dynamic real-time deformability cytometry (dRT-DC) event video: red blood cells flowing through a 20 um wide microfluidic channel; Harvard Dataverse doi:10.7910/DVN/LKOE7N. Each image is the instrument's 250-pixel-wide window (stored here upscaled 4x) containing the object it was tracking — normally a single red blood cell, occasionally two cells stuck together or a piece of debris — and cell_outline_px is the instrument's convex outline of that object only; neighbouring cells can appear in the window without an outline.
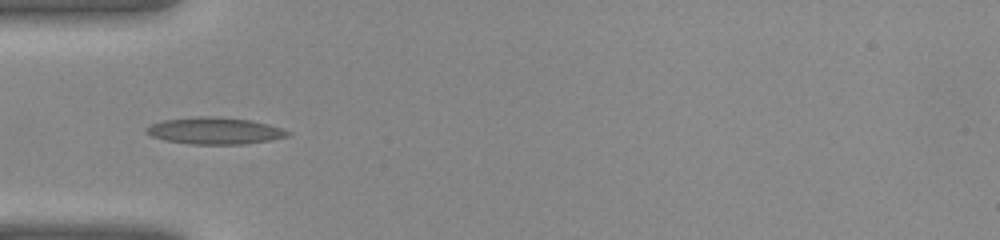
{"species": "common noctule bat (a hibernating species)", "species_latin": "Nyctalus noctula", "temperature_condition": "warm", "stored_images_in_passage": 28, "camera_frame_rate_fps": 3000, "um_per_image_px": 0.085, "animal": {"sex": "female", "body_mass_g": 22.0, "forearm_length_mm": 56.7}, "frame": {"image": 1, "passage_image": 1, "time_ms": 0.0, "image_size_px": [1000, 240], "cell_outline_px": [[292, 132], [288, 136], [272, 140], [244, 144], [192, 144], [164, 140], [152, 136], [144, 132], [144, 128], [152, 124], [164, 120], [200, 116], [208, 116], [248, 120], [268, 124]], "centroid_in_image_um": [18.24, 11.12], "position_along_channel_um": 66.8, "area_um2": 21.91}}
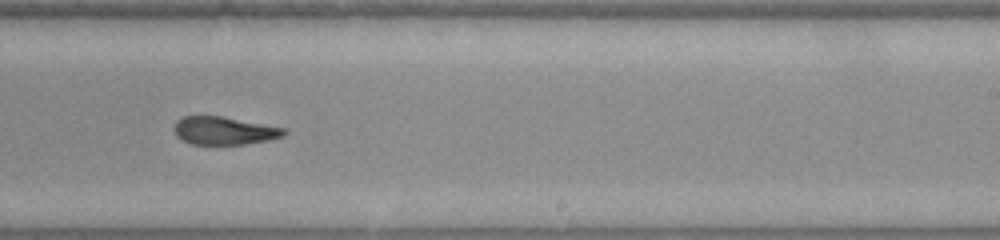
{"frame": {"image": 2, "passage_image": 13, "time_ms": 4.0, "image_size_px": [1000, 240], "cell_outline_px": [[288, 132], [284, 136], [272, 140], [244, 144], [192, 144], [176, 136], [176, 120], [184, 116], [220, 116], [288, 128]], "centroid_in_image_um": [19.15, 11.11], "position_along_channel_um": 269.9, "area_um2": 17.92}}
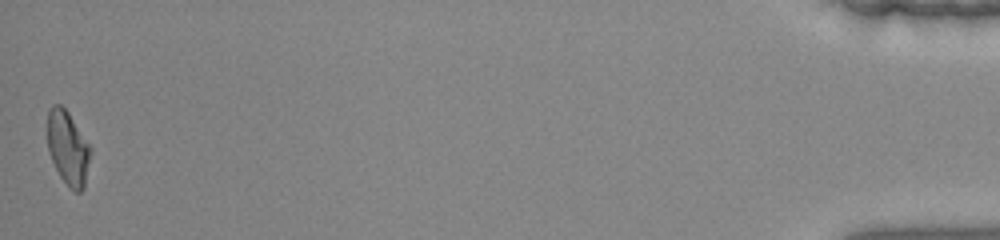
{"frame": {"image": 3, "passage_image": 28, "time_ms": 9.0, "image_size_px": [1000, 240], "cell_outline_px": [[92, 148], [84, 188], [80, 192], [76, 192], [68, 188], [60, 176], [48, 152], [48, 108], [52, 104], [60, 104], [68, 112]], "centroid_in_image_um": [5.78, 12.59], "position_along_channel_um": 429.4, "area_um2": 18.61}}